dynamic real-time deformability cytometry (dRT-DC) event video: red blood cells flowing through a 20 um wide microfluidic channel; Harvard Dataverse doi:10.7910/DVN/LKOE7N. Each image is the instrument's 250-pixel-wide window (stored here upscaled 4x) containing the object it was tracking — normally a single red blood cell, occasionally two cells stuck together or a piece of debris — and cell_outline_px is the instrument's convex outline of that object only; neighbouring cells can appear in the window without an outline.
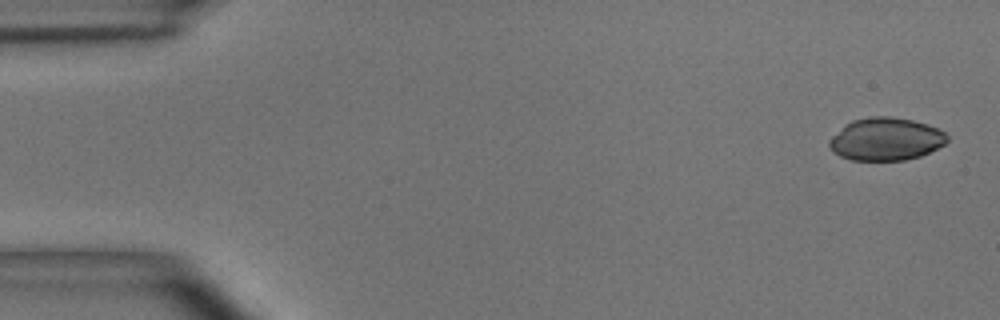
{"species": "common noctule bat (a hibernating species)", "species_latin": "Nyctalus noctula", "temperature_condition": "room temperature", "stored_images_in_passage": 3, "camera_frame_rate_fps": 3000, "um_per_image_px": 0.085, "animal": {"sex": "male", "body_mass_g": 15.6}, "frame": {"image": 1, "passage_image": 1, "time_ms": 0.0, "image_size_px": [1000, 320], "cell_outline_px": [[948, 140], [944, 144], [920, 156], [904, 160], [852, 160], [840, 156], [828, 144], [828, 140], [844, 124], [852, 120], [868, 116], [892, 116], [912, 120], [928, 124], [944, 132], [948, 136]], "centroid_in_image_um": [75.28, 11.81], "position_along_channel_um": 9.7, "area_um2": 29.3}}